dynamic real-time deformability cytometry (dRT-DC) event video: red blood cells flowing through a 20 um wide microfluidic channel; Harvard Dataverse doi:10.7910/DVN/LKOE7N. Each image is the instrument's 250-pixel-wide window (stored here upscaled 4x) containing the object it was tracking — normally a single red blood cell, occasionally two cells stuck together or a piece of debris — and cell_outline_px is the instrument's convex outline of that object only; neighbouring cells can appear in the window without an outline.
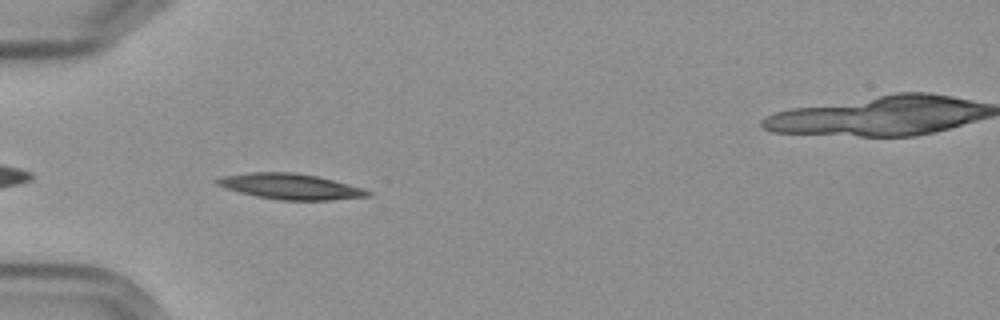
{"species": "Egyptian fruit bat (a non-hibernating species)", "species_latin": "Rousettus aegyptiacus", "temperature_condition": "cold", "stored_images_in_passage": 4, "camera_frame_rate_fps": 3000, "um_per_image_px": 0.085, "frame": {"image": 1, "passage_image": 3, "time_ms": 3.333, "image_size_px": [1000, 320], "cell_outline_px": [[372, 192], [368, 196], [332, 200], [280, 200], [256, 196], [240, 192], [216, 184], [212, 180], [224, 176], [252, 172], [292, 172], [316, 176], [348, 184]], "centroid_in_image_um": [24.66, 15.85], "position_along_channel_um": 60.3, "area_um2": 22.14}}